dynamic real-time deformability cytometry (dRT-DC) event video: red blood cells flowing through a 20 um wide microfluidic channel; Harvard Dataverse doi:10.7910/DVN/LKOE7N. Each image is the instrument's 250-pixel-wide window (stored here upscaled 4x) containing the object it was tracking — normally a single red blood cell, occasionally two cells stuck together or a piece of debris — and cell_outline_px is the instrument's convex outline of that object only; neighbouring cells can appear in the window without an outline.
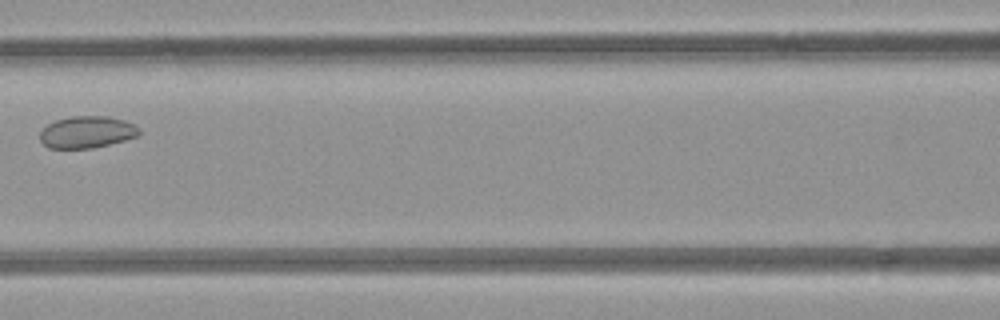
{"species": "common noctule bat (a hibernating species)", "species_latin": "Nyctalus noctula", "temperature_condition": "room temperature", "stored_images_in_passage": 5, "camera_frame_rate_fps": 3000, "um_per_image_px": 0.085, "animal": {"sex": "female", "body_mass_g": 21.9}, "frame": {"image": 1, "passage_image": 5, "time_ms": 4.667, "image_size_px": [1000, 320], "cell_outline_px": [[140, 132], [136, 136], [124, 140], [92, 148], [48, 148], [40, 140], [40, 132], [48, 124], [56, 120], [72, 116], [108, 116], [124, 120], [136, 124], [140, 128]], "centroid_in_image_um": [7.4, 11.22], "position_along_channel_um": 159.2, "area_um2": 18.38}}